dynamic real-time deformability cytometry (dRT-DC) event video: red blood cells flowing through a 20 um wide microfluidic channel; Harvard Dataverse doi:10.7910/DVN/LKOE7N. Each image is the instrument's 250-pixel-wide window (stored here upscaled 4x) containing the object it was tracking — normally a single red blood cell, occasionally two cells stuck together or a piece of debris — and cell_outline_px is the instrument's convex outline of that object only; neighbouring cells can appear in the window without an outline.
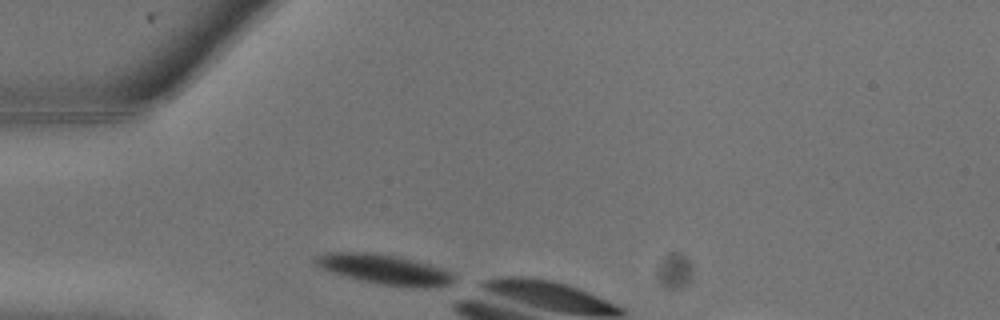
{"species": "common noctule bat (a hibernating species)", "species_latin": "Nyctalus noctula", "temperature_condition": "warm", "stored_images_in_passage": 3, "camera_frame_rate_fps": 3000, "um_per_image_px": 0.085, "animal": {"sex": "male", "body_mass_g": 13.3}, "frame": {"image": 1, "passage_image": 1, "time_ms": 0.0, "image_size_px": [1000, 320], "cell_outline_px": [[452, 280], [448, 284], [380, 284], [360, 280], [332, 272], [320, 268], [312, 264], [312, 260], [316, 256], [328, 252], [376, 252], [416, 260], [452, 272]], "centroid_in_image_um": [32.47, 22.81], "position_along_channel_um": 52.5, "area_um2": 23.0}}